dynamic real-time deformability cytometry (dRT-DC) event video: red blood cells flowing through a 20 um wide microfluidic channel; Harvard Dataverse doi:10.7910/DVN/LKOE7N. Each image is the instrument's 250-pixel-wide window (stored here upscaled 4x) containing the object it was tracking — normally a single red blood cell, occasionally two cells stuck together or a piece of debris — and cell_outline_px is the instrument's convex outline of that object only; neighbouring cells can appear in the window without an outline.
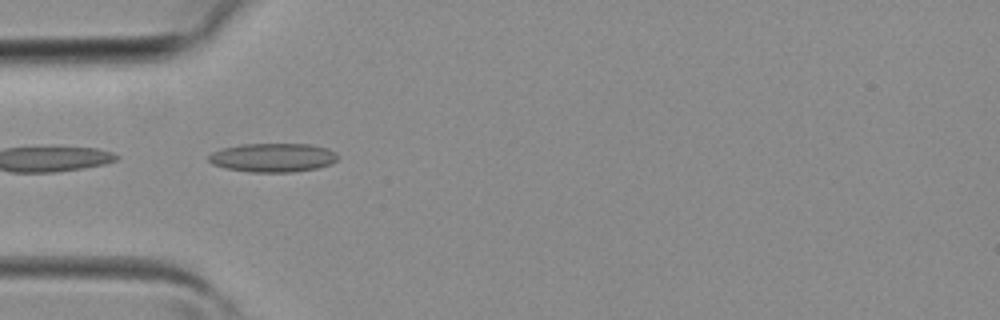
{"species": "common noctule bat (a hibernating species)", "species_latin": "Nyctalus noctula", "temperature_condition": "room temperature", "stored_images_in_passage": 1, "camera_frame_rate_fps": 3000, "um_per_image_px": 0.085, "animal": {"sex": "female", "body_mass_g": 19.3, "forearm_length_mm": 54.1}, "frame": {"image": 1, "passage_image": 1, "time_ms": 0.0, "image_size_px": [1000, 320], "cell_outline_px": [[340, 156], [332, 164], [316, 168], [292, 172], [252, 172], [224, 168], [212, 164], [208, 160], [208, 156], [212, 152], [224, 148], [240, 144], [312, 144], [328, 148]], "centroid_in_image_um": [23.21, 13.39], "position_along_channel_um": 61.8, "area_um2": 21.79}}